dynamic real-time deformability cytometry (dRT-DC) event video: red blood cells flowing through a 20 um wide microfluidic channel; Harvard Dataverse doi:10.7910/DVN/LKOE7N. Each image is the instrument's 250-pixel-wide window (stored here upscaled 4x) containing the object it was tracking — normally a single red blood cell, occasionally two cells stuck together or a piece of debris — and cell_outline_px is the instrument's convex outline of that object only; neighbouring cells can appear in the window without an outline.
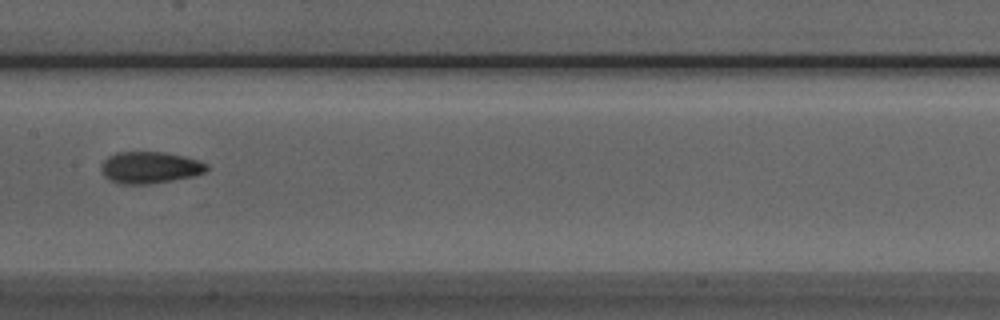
{"species": "Egyptian fruit bat (a non-hibernating species)", "species_latin": "Rousettus aegyptiacus", "temperature_condition": "room temperature", "stored_images_in_passage": 5, "camera_frame_rate_fps": 3000, "um_per_image_px": 0.085, "animal": {"sex": "male"}, "frame": {"image": 1, "passage_image": 5, "time_ms": 5.333, "image_size_px": [1000, 320], "cell_outline_px": [[208, 168], [204, 172], [196, 176], [148, 184], [120, 184], [104, 176], [100, 168], [104, 160], [108, 156], [116, 152], [164, 152], [184, 156], [200, 160], [208, 164]], "centroid_in_image_um": [12.76, 14.23], "position_along_channel_um": 194.6, "area_um2": 19.59}}